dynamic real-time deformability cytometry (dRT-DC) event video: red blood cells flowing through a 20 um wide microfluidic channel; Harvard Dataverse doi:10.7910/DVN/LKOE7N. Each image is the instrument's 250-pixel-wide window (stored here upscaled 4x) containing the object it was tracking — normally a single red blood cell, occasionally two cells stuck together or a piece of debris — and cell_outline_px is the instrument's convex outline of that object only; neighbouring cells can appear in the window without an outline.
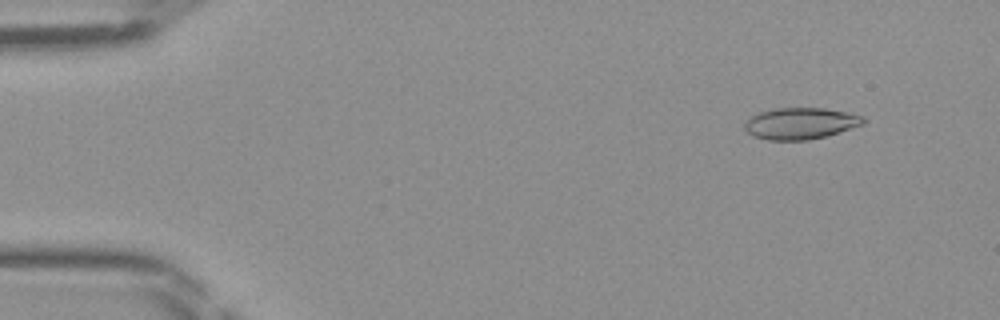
{"species": "Egyptian fruit bat (a non-hibernating species)", "species_latin": "Rousettus aegyptiacus", "temperature_condition": "room temperature", "stored_images_in_passage": 47, "camera_frame_rate_fps": 3000, "um_per_image_px": 0.085, "frame": {"image": 1, "passage_image": 5, "time_ms": 1.333, "image_size_px": [1000, 320], "cell_outline_px": [[864, 124], [840, 132], [808, 140], [768, 140], [752, 136], [744, 128], [744, 124], [756, 112], [776, 108], [824, 108], [848, 112], [864, 116]], "centroid_in_image_um": [68.03, 10.48], "position_along_channel_um": 17.0, "area_um2": 21.85}}
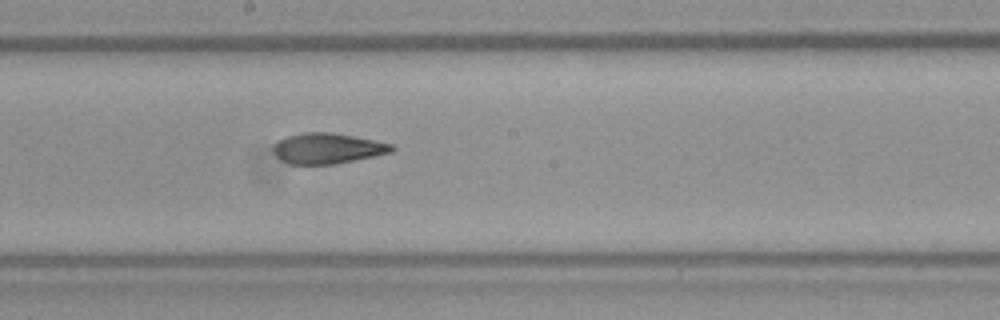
{"frame": {"image": 2, "passage_image": 26, "time_ms": 8.333, "image_size_px": [1000, 320], "cell_outline_px": [[396, 148], [392, 152], [336, 164], [288, 164], [280, 160], [276, 156], [272, 148], [280, 140], [288, 136], [300, 132], [332, 132], [392, 144]], "centroid_in_image_um": [27.82, 12.61], "position_along_channel_um": 220.4, "area_um2": 20.98}}
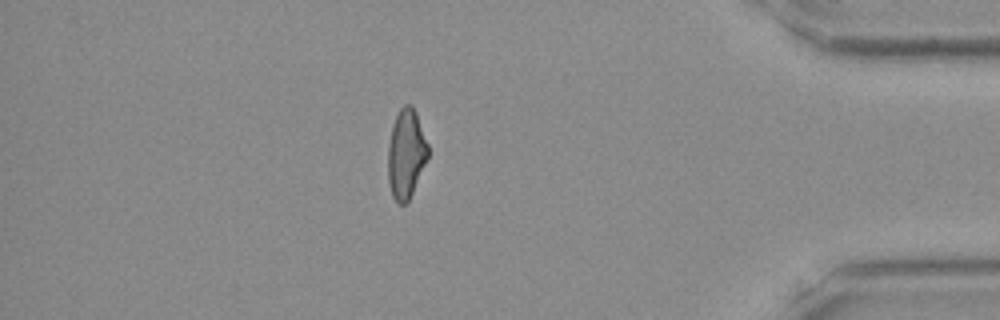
{"frame": {"image": 3, "passage_image": 41, "time_ms": 13.333, "image_size_px": [1000, 320], "cell_outline_px": [[428, 156], [408, 204], [400, 204], [392, 196], [388, 180], [388, 144], [392, 124], [400, 108], [404, 104], [412, 104], [416, 112], [428, 144]], "centroid_in_image_um": [34.51, 13.07], "position_along_channel_um": 400.7, "area_um2": 20.92}}